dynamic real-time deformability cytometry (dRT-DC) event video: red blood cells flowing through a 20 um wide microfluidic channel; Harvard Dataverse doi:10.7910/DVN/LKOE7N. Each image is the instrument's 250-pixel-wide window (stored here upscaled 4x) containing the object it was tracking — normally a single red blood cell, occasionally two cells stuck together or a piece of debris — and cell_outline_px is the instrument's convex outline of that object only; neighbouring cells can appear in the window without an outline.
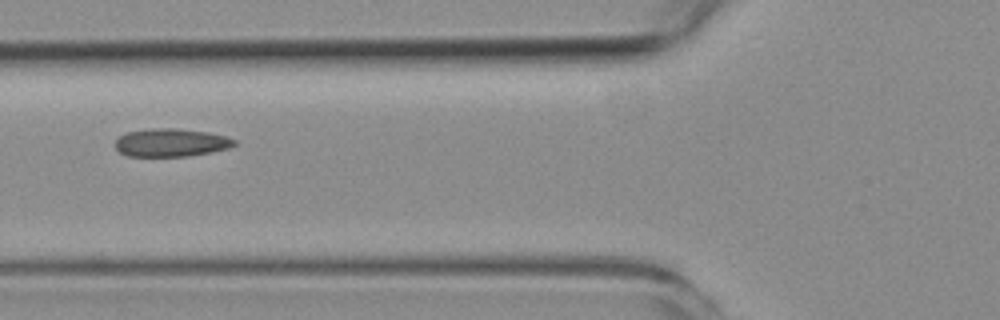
{"species": "common noctule bat (a hibernating species)", "species_latin": "Nyctalus noctula", "temperature_condition": "room temperature", "stored_images_in_passage": 5, "camera_frame_rate_fps": 3000, "um_per_image_px": 0.085, "animal": {"sex": "female", "body_mass_g": 19.3, "forearm_length_mm": 54.1}, "frame": {"image": 1, "passage_image": 2, "time_ms": 2.0, "image_size_px": [1000, 320], "cell_outline_px": [[236, 144], [228, 148], [188, 156], [128, 156], [120, 152], [116, 148], [116, 140], [120, 136], [128, 132], [152, 128], [176, 128], [208, 132], [224, 136], [236, 140]], "centroid_in_image_um": [14.53, 12.12], "position_along_channel_um": 111.3, "area_um2": 19.25}}
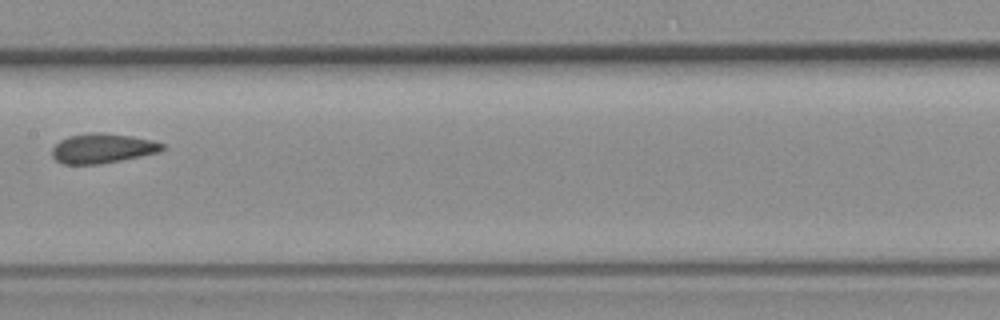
{"frame": {"image": 2, "passage_image": 4, "time_ms": 4.333, "image_size_px": [1000, 320], "cell_outline_px": [[164, 148], [160, 152], [100, 164], [64, 164], [56, 160], [52, 156], [52, 148], [60, 140], [68, 136], [88, 132], [104, 132], [132, 136], [152, 140], [164, 144]], "centroid_in_image_um": [8.7, 12.59], "position_along_channel_um": 198.7, "area_um2": 19.13}}
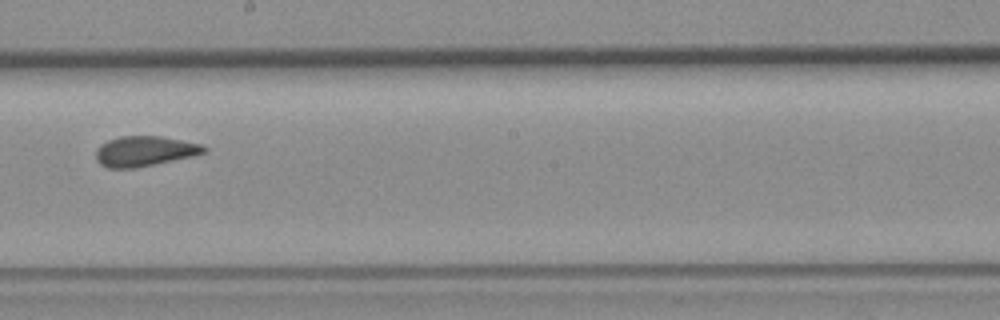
{"frame": {"image": 3, "passage_image": 5, "time_ms": 5.333, "image_size_px": [1000, 320], "cell_outline_px": [[208, 148], [204, 152], [188, 156], [152, 164], [132, 168], [108, 168], [100, 164], [96, 160], [96, 148], [100, 144], [108, 140], [120, 136], [160, 136], [200, 144]], "centroid_in_image_um": [12.2, 12.83], "position_along_channel_um": 236.0, "area_um2": 18.55}}